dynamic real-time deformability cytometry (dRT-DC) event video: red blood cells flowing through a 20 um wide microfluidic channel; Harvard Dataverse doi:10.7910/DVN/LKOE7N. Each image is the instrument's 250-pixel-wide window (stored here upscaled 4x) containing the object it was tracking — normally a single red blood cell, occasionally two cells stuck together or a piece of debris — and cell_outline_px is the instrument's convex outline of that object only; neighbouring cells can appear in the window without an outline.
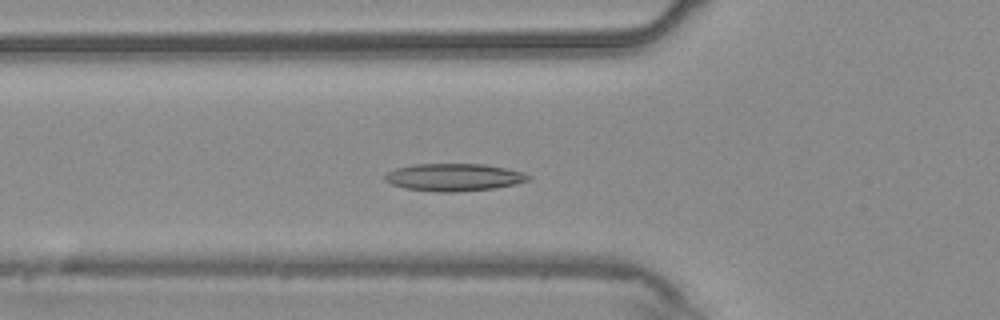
{"species": "common noctule bat (a hibernating species)", "species_latin": "Nyctalus noctula", "temperature_condition": "warm", "stored_images_in_passage": 53, "camera_frame_rate_fps": 3000, "um_per_image_px": 0.085, "animal": {"sex": "male", "body_mass_g": 20.4}, "frame": {"image": 1, "passage_image": 17, "time_ms": 5.333, "image_size_px": [1000, 320], "cell_outline_px": [[532, 180], [516, 184], [496, 188], [456, 192], [436, 192], [404, 188], [392, 184], [384, 180], [384, 176], [388, 172], [396, 168], [416, 164], [484, 164], [524, 172], [532, 176]], "centroid_in_image_um": [38.62, 15.07], "position_along_channel_um": 87.2, "area_um2": 23.12}}
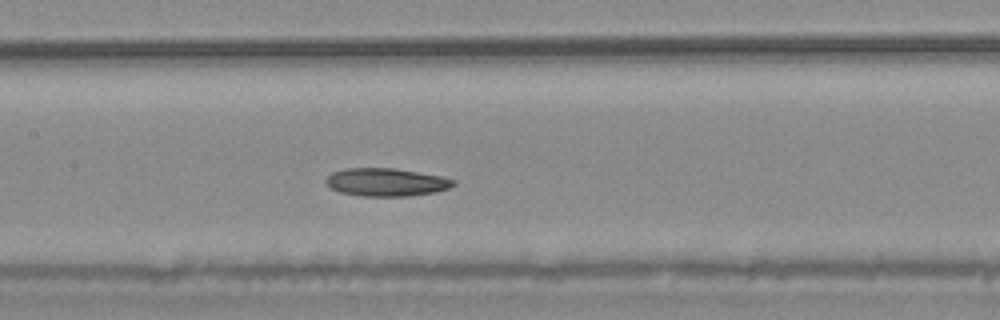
{"frame": {"image": 2, "passage_image": 24, "time_ms": 7.667, "image_size_px": [1000, 320], "cell_outline_px": [[456, 184], [448, 188], [436, 192], [408, 196], [360, 196], [340, 192], [332, 188], [324, 180], [332, 172], [344, 168], [392, 168], [440, 176], [456, 180]], "centroid_in_image_um": [32.82, 15.49], "position_along_channel_um": 174.6, "area_um2": 20.69}}
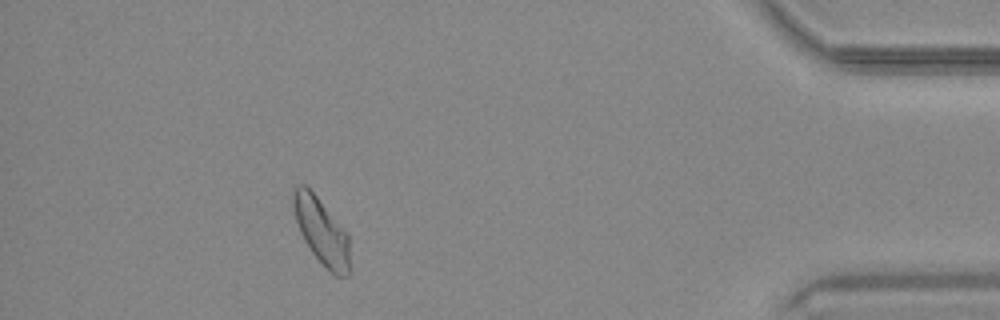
{"frame": {"image": 3, "passage_image": 47, "time_ms": 15.333, "image_size_px": [1000, 320], "cell_outline_px": [[348, 276], [336, 276], [312, 252], [304, 240], [300, 232], [296, 220], [292, 204], [292, 188], [296, 184], [304, 184], [316, 196], [348, 232]], "centroid_in_image_um": [27.29, 19.58], "position_along_channel_um": 407.9, "area_um2": 21.44}, "authors_computed_cell_mechanics": {"area_um2": 21.675, "velocity_mm_per_s": 3.7151, "shape_relaxation_time_tau1_ms": null, "shape_relaxation_time_tau2_ms": 7.7605, "deformation_change_tau1": null, "deformation_change_tau2": 0.1374}}